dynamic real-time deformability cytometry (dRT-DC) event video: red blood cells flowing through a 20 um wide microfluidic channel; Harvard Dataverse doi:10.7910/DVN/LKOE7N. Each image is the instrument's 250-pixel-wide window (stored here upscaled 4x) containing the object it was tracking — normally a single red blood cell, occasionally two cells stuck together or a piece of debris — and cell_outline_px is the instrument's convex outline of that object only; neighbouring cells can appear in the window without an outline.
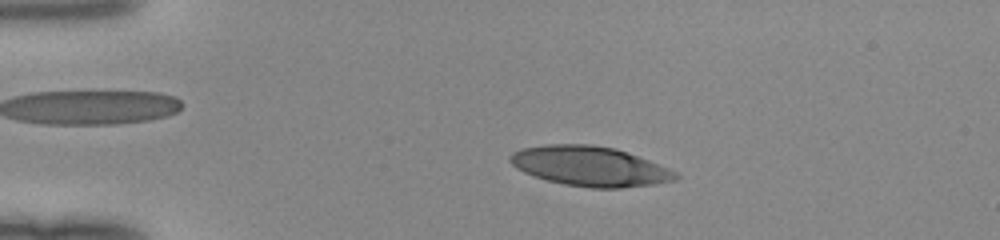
{"species": "human", "species_latin": "Homo sapiens", "temperature_condition": "room temperature", "stored_images_in_passage": 48, "camera_frame_rate_fps": 3000, "um_per_image_px": 0.085, "donor": {"sex": "female"}, "frame": {"image": 1, "passage_image": 10, "time_ms": 3.0, "image_size_px": [1000, 240], "cell_outline_px": [[680, 176], [676, 180], [656, 184], [620, 188], [592, 188], [564, 184], [548, 180], [524, 172], [516, 168], [508, 160], [508, 156], [512, 152], [520, 148], [544, 144], [592, 144], [616, 148], [648, 160], [668, 168], [676, 172]], "centroid_in_image_um": [50.12, 14.12], "position_along_channel_um": 34.9, "area_um2": 38.49}}
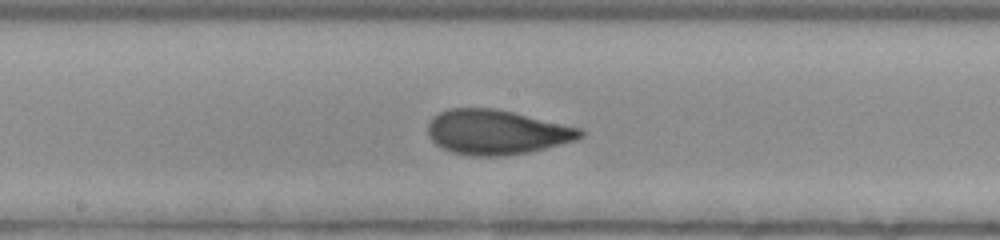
{"frame": {"image": 2, "passage_image": 26, "time_ms": 8.333, "image_size_px": [1000, 240], "cell_outline_px": [[584, 136], [576, 140], [528, 152], [504, 156], [468, 156], [452, 152], [436, 144], [428, 136], [428, 124], [440, 112], [448, 108], [496, 108], [584, 128]], "centroid_in_image_um": [42.25, 11.23], "position_along_channel_um": 206.0, "area_um2": 39.82}}
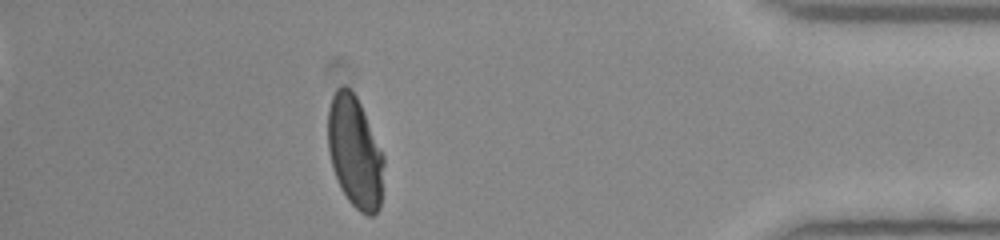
{"frame": {"image": 3, "passage_image": 43, "time_ms": 14.0, "image_size_px": [1000, 240], "cell_outline_px": [[384, 164], [380, 208], [372, 216], [368, 216], [360, 212], [348, 200], [340, 188], [332, 168], [328, 148], [328, 108], [332, 96], [336, 88], [344, 84], [356, 96], [364, 112], [384, 156]], "centroid_in_image_um": [30.16, 12.94], "position_along_channel_um": 405.0, "area_um2": 36.41}}